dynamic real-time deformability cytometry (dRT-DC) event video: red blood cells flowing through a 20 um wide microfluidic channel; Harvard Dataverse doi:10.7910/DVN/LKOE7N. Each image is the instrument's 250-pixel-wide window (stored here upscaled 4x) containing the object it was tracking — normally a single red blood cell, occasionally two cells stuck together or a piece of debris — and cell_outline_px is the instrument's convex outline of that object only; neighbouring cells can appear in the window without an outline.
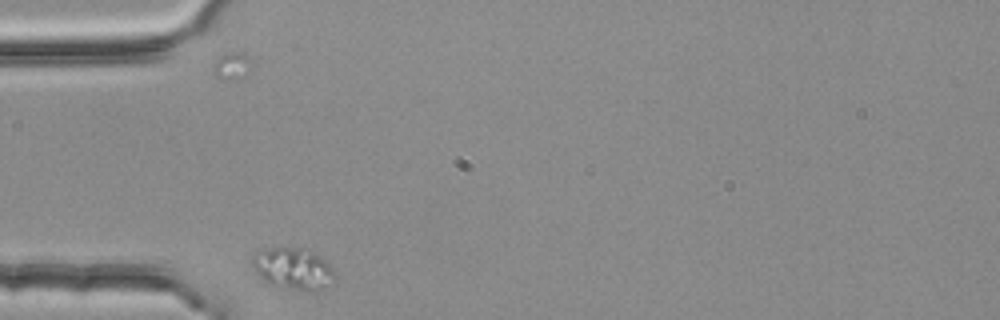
{"species": "common noctule bat (a hibernating species)", "species_latin": "Nyctalus noctula", "temperature_condition": "room temperature", "stored_images_in_passage": 2, "camera_frame_rate_fps": 3000, "um_per_image_px": 0.085, "animal": {"sex": "female", "body_mass_g": 25.1}, "frame": {"image": 1, "passage_image": 1, "time_ms": 0.0, "image_size_px": [1000, 320], "cell_outline_px": [[336, 280], [316, 292], [304, 292], [272, 284], [264, 280], [256, 272], [252, 264], [252, 256], [256, 252], [264, 248], [300, 248], [312, 252], [320, 256], [332, 268], [336, 276]], "centroid_in_image_um": [24.94, 22.85], "position_along_channel_um": 60.1, "area_um2": 20.0}}